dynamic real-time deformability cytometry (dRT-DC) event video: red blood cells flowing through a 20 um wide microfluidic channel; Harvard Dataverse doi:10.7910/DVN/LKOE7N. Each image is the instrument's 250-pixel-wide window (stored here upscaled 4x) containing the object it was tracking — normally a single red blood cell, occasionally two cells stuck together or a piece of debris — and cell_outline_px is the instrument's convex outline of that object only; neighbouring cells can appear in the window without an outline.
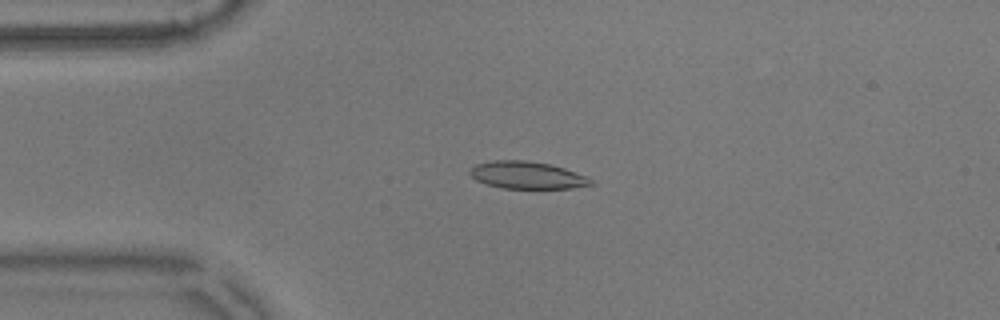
{"species": "common noctule bat (a hibernating species)", "species_latin": "Nyctalus noctula", "temperature_condition": "warm", "stored_images_in_passage": 56, "camera_frame_rate_fps": 3000, "um_per_image_px": 0.085, "animal": {"sex": "male", "body_mass_g": 17.9}, "frame": {"image": 1, "passage_image": 13, "time_ms": 4.0, "image_size_px": [1000, 320], "cell_outline_px": [[596, 184], [572, 188], [504, 188], [488, 184], [476, 180], [468, 172], [476, 164], [492, 160], [524, 160], [552, 164], [564, 168], [584, 176], [592, 180]], "centroid_in_image_um": [44.8, 14.88], "position_along_channel_um": 40.2, "area_um2": 19.07}}
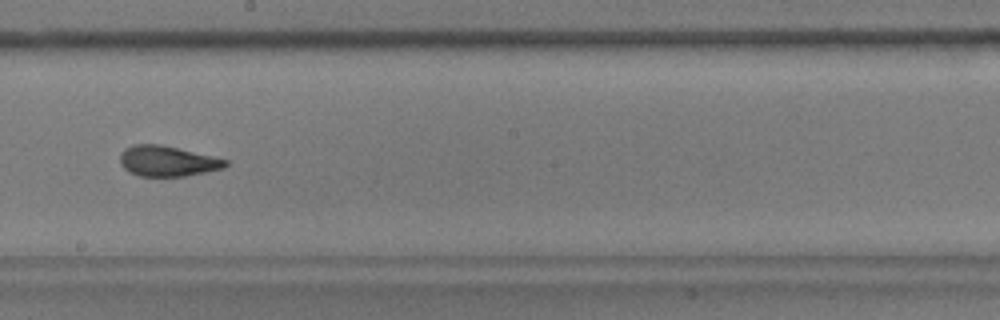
{"frame": {"image": 2, "passage_image": 31, "time_ms": 10.0, "image_size_px": [1000, 320], "cell_outline_px": [[228, 164], [224, 168], [184, 176], [140, 176], [128, 172], [120, 164], [120, 152], [124, 148], [132, 144], [160, 144], [228, 160]], "centroid_in_image_um": [14.17, 13.69], "position_along_channel_um": 234.0, "area_um2": 18.67}}
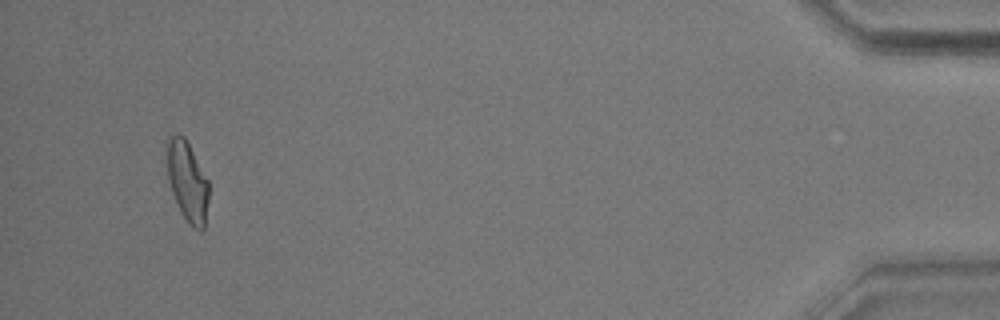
{"frame": {"image": 3, "passage_image": 53, "time_ms": 17.333, "image_size_px": [1000, 320], "cell_outline_px": [[208, 200], [204, 228], [200, 232], [192, 228], [188, 224], [180, 212], [172, 192], [168, 180], [168, 140], [172, 136], [184, 136], [208, 180]], "centroid_in_image_um": [15.95, 15.52], "position_along_channel_um": 419.3, "area_um2": 19.13}, "authors_computed_cell_mechanics": {"area_um2": 19.1607, "velocity_mm_per_s": 3.5981, "shape_relaxation_time_tau1_ms": 7.8465, "shape_relaxation_time_tau2_ms": 1.6401, "deformation_change_tau1": 0.2061, "deformation_change_tau2": 0.0922}}